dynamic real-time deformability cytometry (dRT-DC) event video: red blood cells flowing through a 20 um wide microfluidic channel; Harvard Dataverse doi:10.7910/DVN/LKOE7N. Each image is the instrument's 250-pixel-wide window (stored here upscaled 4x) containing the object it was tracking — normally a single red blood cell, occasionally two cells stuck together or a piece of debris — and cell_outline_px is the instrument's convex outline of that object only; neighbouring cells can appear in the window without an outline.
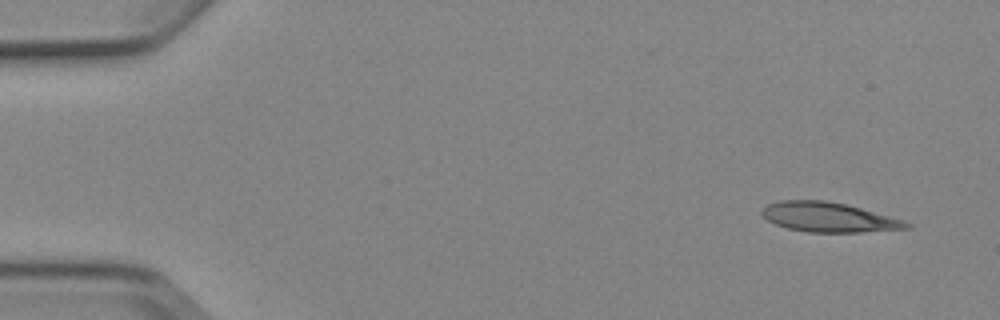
{"species": "Egyptian fruit bat (a non-hibernating species)", "species_latin": "Rousettus aegyptiacus", "temperature_condition": "cold", "stored_images_in_passage": 6, "camera_frame_rate_fps": 3000, "um_per_image_px": 0.085, "animal": {"sex": "female"}, "frame": {"image": 1, "passage_image": 1, "time_ms": 0.0, "image_size_px": [1000, 320], "cell_outline_px": [[912, 228], [860, 232], [808, 232], [788, 228], [776, 224], [768, 220], [760, 212], [768, 204], [780, 200], [824, 200], [844, 204], [860, 208], [904, 220], [912, 224]], "centroid_in_image_um": [70.45, 18.46], "position_along_channel_um": 14.5, "area_um2": 24.74}}
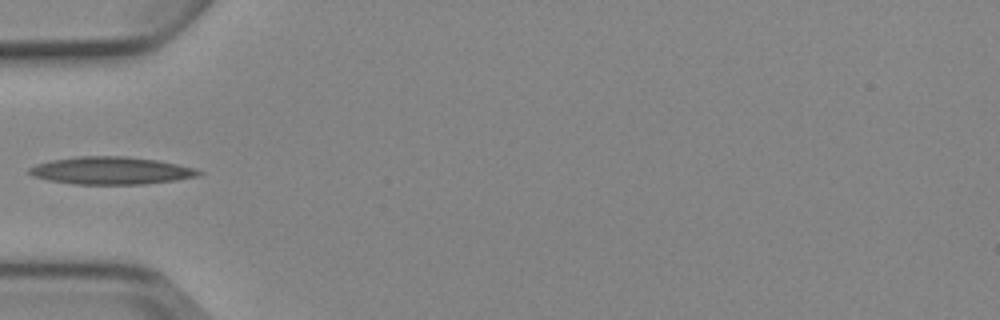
{"frame": {"image": 2, "passage_image": 5, "time_ms": 4.667, "image_size_px": [1000, 320], "cell_outline_px": [[204, 172], [200, 176], [176, 180], [144, 184], [72, 184], [48, 180], [32, 176], [28, 172], [28, 168], [36, 164], [52, 160], [80, 156], [124, 156], [156, 160], [176, 164], [192, 168]], "centroid_in_image_um": [9.42, 14.51], "position_along_channel_um": 75.6, "area_um2": 27.11}}
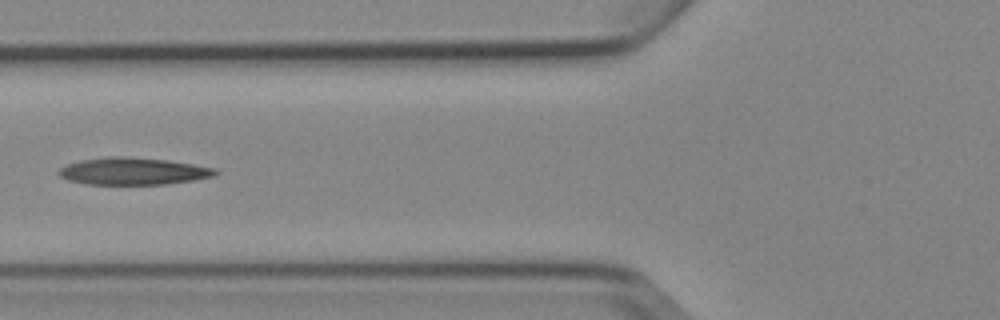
{"frame": {"image": 3, "passage_image": 6, "time_ms": 5.667, "image_size_px": [1000, 320], "cell_outline_px": [[220, 172], [216, 176], [168, 184], [88, 184], [68, 180], [60, 176], [56, 172], [60, 168], [68, 164], [80, 160], [108, 156], [124, 156], [168, 160], [216, 168]], "centroid_in_image_um": [11.33, 14.55], "position_along_channel_um": 114.5, "area_um2": 24.85}}